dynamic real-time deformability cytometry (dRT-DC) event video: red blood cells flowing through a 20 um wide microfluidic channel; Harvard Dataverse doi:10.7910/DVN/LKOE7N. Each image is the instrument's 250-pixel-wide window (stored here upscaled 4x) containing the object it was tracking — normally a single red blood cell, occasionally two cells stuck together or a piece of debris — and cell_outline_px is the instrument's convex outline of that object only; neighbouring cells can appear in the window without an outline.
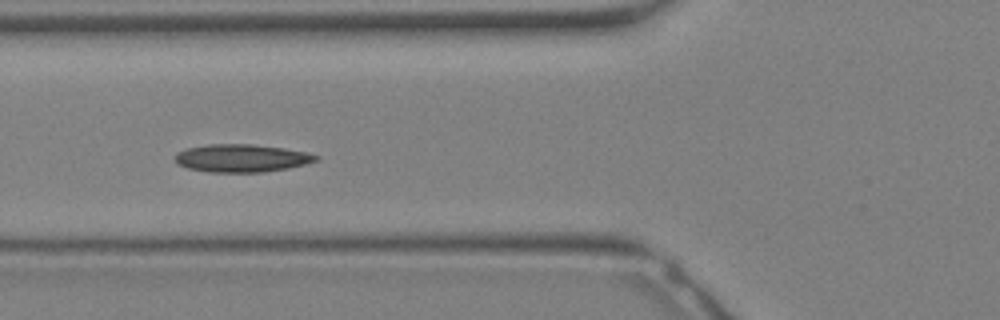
{"species": "Egyptian fruit bat (a non-hibernating species)", "species_latin": "Rousettus aegyptiacus", "temperature_condition": "warm", "stored_images_in_passage": 33, "camera_frame_rate_fps": 3000, "um_per_image_px": 0.085, "animal": {"sex": "female"}, "frame": {"image": 1, "passage_image": 12, "time_ms": 3.667, "image_size_px": [1000, 320], "cell_outline_px": [[320, 160], [288, 168], [264, 172], [208, 172], [188, 168], [176, 164], [176, 152], [188, 148], [208, 144], [252, 144], [284, 148], [304, 152], [320, 156]], "centroid_in_image_um": [20.53, 13.44], "position_along_channel_um": 105.3, "area_um2": 22.83}}
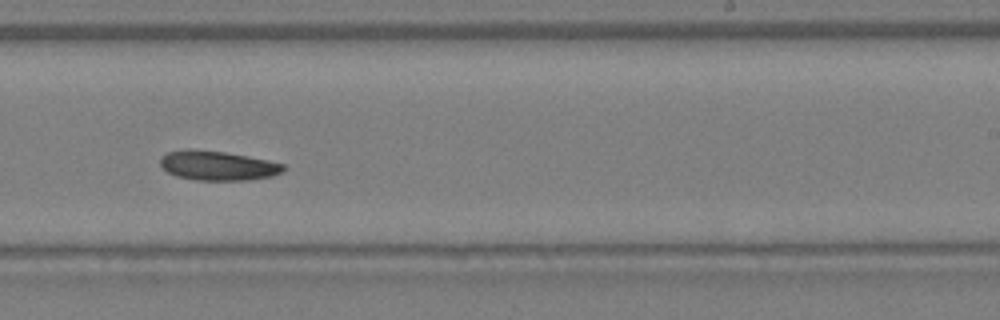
{"frame": {"image": 2, "passage_image": 20, "time_ms": 6.333, "image_size_px": [1000, 320], "cell_outline_px": [[284, 168], [280, 172], [272, 176], [248, 180], [196, 180], [176, 176], [168, 172], [160, 164], [160, 156], [168, 152], [184, 148], [192, 148], [224, 152], [248, 156], [268, 160], [284, 164]], "centroid_in_image_um": [18.46, 14.06], "position_along_channel_um": 270.5, "area_um2": 21.21}}
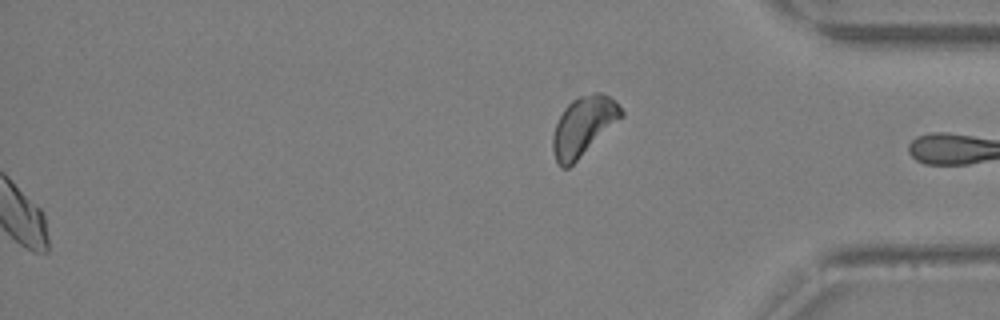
{"frame": {"image": 3, "passage_image": 33, "time_ms": 10.667, "image_size_px": [1000, 320], "cell_outline_px": [[624, 116], [568, 168], [560, 168], [556, 160], [552, 148], [552, 136], [556, 124], [564, 108], [572, 100], [580, 96], [596, 92], [600, 92], [616, 100], [624, 112]], "centroid_in_image_um": [49.6, 10.71], "position_along_channel_um": 385.6, "area_um2": 23.47}}